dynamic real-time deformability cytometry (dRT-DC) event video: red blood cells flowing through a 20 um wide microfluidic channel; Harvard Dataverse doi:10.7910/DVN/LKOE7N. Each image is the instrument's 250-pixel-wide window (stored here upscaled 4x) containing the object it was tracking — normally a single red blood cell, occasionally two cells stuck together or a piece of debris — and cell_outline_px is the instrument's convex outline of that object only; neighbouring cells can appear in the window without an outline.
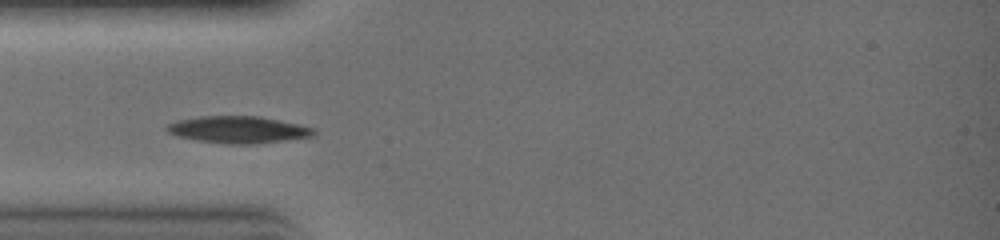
{"species": "common noctule bat (a hibernating species)", "species_latin": "Nyctalus noctula", "temperature_condition": "warm", "stored_images_in_passage": 9, "camera_frame_rate_fps": 3000, "um_per_image_px": 0.085, "animal": {"sex": "female", "body_mass_g": 19.0, "forearm_length_mm": 51.5}, "frame": {"image": 1, "passage_image": 3, "time_ms": 0.667, "image_size_px": [1000, 240], "cell_outline_px": [[316, 136], [252, 144], [232, 144], [196, 140], [176, 136], [168, 132], [164, 128], [168, 124], [180, 120], [200, 116], [260, 116], [300, 124], [316, 128]], "centroid_in_image_um": [20.29, 11.01], "position_along_channel_um": 64.7, "area_um2": 23.12}}